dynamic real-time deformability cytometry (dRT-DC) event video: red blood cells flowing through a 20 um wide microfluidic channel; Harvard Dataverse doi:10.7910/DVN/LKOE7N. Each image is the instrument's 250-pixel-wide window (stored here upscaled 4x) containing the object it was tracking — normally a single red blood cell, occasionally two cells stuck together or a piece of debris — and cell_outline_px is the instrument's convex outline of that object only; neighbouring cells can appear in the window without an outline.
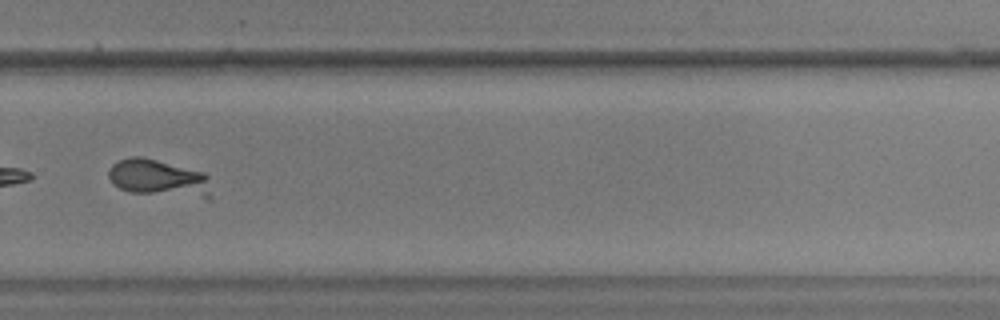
{"species": "common noctule bat (a hibernating species)", "species_latin": "Nyctalus noctula", "temperature_condition": "warm", "stored_images_in_passage": 40, "camera_frame_rate_fps": 3000, "um_per_image_px": 0.085, "animal": {"sex": "male", "body_mass_g": 17.9, "forearm_length_mm": 54.2}, "frame": {"image": 1, "passage_image": 28, "time_ms": 9.0, "image_size_px": [1000, 320], "cell_outline_px": [[212, 196], [208, 200], [128, 192], [112, 184], [108, 176], [108, 168], [112, 164], [120, 160], [132, 156], [140, 156], [204, 172], [208, 176]], "centroid_in_image_um": [13.53, 15.18], "position_along_channel_um": 316.3, "area_um2": 22.83}}